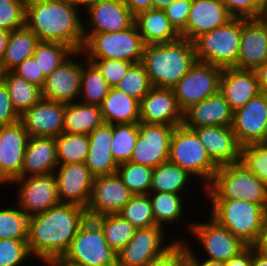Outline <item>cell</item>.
I'll list each match as a JSON object with an SVG mask.
<instances>
[{
  "mask_svg": "<svg viewBox=\"0 0 267 266\" xmlns=\"http://www.w3.org/2000/svg\"><path fill=\"white\" fill-rule=\"evenodd\" d=\"M12 206L0 207V239L27 240L29 216L18 205Z\"/></svg>",
  "mask_w": 267,
  "mask_h": 266,
  "instance_id": "obj_42",
  "label": "cell"
},
{
  "mask_svg": "<svg viewBox=\"0 0 267 266\" xmlns=\"http://www.w3.org/2000/svg\"><path fill=\"white\" fill-rule=\"evenodd\" d=\"M3 83L8 89L15 111L21 115L42 99V90L13 71H6Z\"/></svg>",
  "mask_w": 267,
  "mask_h": 266,
  "instance_id": "obj_36",
  "label": "cell"
},
{
  "mask_svg": "<svg viewBox=\"0 0 267 266\" xmlns=\"http://www.w3.org/2000/svg\"><path fill=\"white\" fill-rule=\"evenodd\" d=\"M131 13L136 16L138 13L152 9V0H123Z\"/></svg>",
  "mask_w": 267,
  "mask_h": 266,
  "instance_id": "obj_56",
  "label": "cell"
},
{
  "mask_svg": "<svg viewBox=\"0 0 267 266\" xmlns=\"http://www.w3.org/2000/svg\"><path fill=\"white\" fill-rule=\"evenodd\" d=\"M139 122L179 126L183 124V111L172 88L153 87L140 101Z\"/></svg>",
  "mask_w": 267,
  "mask_h": 266,
  "instance_id": "obj_22",
  "label": "cell"
},
{
  "mask_svg": "<svg viewBox=\"0 0 267 266\" xmlns=\"http://www.w3.org/2000/svg\"><path fill=\"white\" fill-rule=\"evenodd\" d=\"M210 217L227 228L246 245L253 246L267 218V210L258 204L242 200H209Z\"/></svg>",
  "mask_w": 267,
  "mask_h": 266,
  "instance_id": "obj_6",
  "label": "cell"
},
{
  "mask_svg": "<svg viewBox=\"0 0 267 266\" xmlns=\"http://www.w3.org/2000/svg\"><path fill=\"white\" fill-rule=\"evenodd\" d=\"M208 217L201 218L204 219L203 222L200 220L196 222L191 220L190 222L186 221L183 224L181 223V225L185 224V229L187 228L188 232L191 233L194 238V243L196 244L197 242L196 247L198 251L204 250L202 255L201 252L197 254L196 247H192V242H189V239L186 237L183 239L187 246L186 257H199L226 262L248 246L240 238L234 236L227 228L219 225L209 214ZM203 254H205L204 257Z\"/></svg>",
  "mask_w": 267,
  "mask_h": 266,
  "instance_id": "obj_5",
  "label": "cell"
},
{
  "mask_svg": "<svg viewBox=\"0 0 267 266\" xmlns=\"http://www.w3.org/2000/svg\"><path fill=\"white\" fill-rule=\"evenodd\" d=\"M58 164L85 163L89 151L86 134L62 133L55 137Z\"/></svg>",
  "mask_w": 267,
  "mask_h": 266,
  "instance_id": "obj_39",
  "label": "cell"
},
{
  "mask_svg": "<svg viewBox=\"0 0 267 266\" xmlns=\"http://www.w3.org/2000/svg\"><path fill=\"white\" fill-rule=\"evenodd\" d=\"M153 214L155 217L156 224L158 226L169 229V225L179 224L178 222L185 221L183 219L184 207L186 196L175 193H164V192H149L148 193ZM182 220V221H181ZM168 225V226H167ZM167 226V227H166Z\"/></svg>",
  "mask_w": 267,
  "mask_h": 266,
  "instance_id": "obj_34",
  "label": "cell"
},
{
  "mask_svg": "<svg viewBox=\"0 0 267 266\" xmlns=\"http://www.w3.org/2000/svg\"><path fill=\"white\" fill-rule=\"evenodd\" d=\"M80 11L68 0H26L25 26L40 41L58 42L80 51L85 41V15L82 18Z\"/></svg>",
  "mask_w": 267,
  "mask_h": 266,
  "instance_id": "obj_2",
  "label": "cell"
},
{
  "mask_svg": "<svg viewBox=\"0 0 267 266\" xmlns=\"http://www.w3.org/2000/svg\"><path fill=\"white\" fill-rule=\"evenodd\" d=\"M233 131L241 146L265 143L267 132V94L261 92L233 114Z\"/></svg>",
  "mask_w": 267,
  "mask_h": 266,
  "instance_id": "obj_17",
  "label": "cell"
},
{
  "mask_svg": "<svg viewBox=\"0 0 267 266\" xmlns=\"http://www.w3.org/2000/svg\"><path fill=\"white\" fill-rule=\"evenodd\" d=\"M30 259L27 240L0 239V266H27Z\"/></svg>",
  "mask_w": 267,
  "mask_h": 266,
  "instance_id": "obj_46",
  "label": "cell"
},
{
  "mask_svg": "<svg viewBox=\"0 0 267 266\" xmlns=\"http://www.w3.org/2000/svg\"><path fill=\"white\" fill-rule=\"evenodd\" d=\"M52 264L117 266V253L108 246L101 226L88 218L73 238L68 251Z\"/></svg>",
  "mask_w": 267,
  "mask_h": 266,
  "instance_id": "obj_10",
  "label": "cell"
},
{
  "mask_svg": "<svg viewBox=\"0 0 267 266\" xmlns=\"http://www.w3.org/2000/svg\"><path fill=\"white\" fill-rule=\"evenodd\" d=\"M52 266H76L73 264H51Z\"/></svg>",
  "mask_w": 267,
  "mask_h": 266,
  "instance_id": "obj_68",
  "label": "cell"
},
{
  "mask_svg": "<svg viewBox=\"0 0 267 266\" xmlns=\"http://www.w3.org/2000/svg\"><path fill=\"white\" fill-rule=\"evenodd\" d=\"M107 83L99 69L85 57L81 72L80 96L78 101L84 104L100 106L103 99L110 92Z\"/></svg>",
  "mask_w": 267,
  "mask_h": 266,
  "instance_id": "obj_37",
  "label": "cell"
},
{
  "mask_svg": "<svg viewBox=\"0 0 267 266\" xmlns=\"http://www.w3.org/2000/svg\"><path fill=\"white\" fill-rule=\"evenodd\" d=\"M251 266H267V256L257 251L254 246H252Z\"/></svg>",
  "mask_w": 267,
  "mask_h": 266,
  "instance_id": "obj_60",
  "label": "cell"
},
{
  "mask_svg": "<svg viewBox=\"0 0 267 266\" xmlns=\"http://www.w3.org/2000/svg\"><path fill=\"white\" fill-rule=\"evenodd\" d=\"M61 203L87 208L95 176L85 163L58 164L54 171Z\"/></svg>",
  "mask_w": 267,
  "mask_h": 266,
  "instance_id": "obj_18",
  "label": "cell"
},
{
  "mask_svg": "<svg viewBox=\"0 0 267 266\" xmlns=\"http://www.w3.org/2000/svg\"><path fill=\"white\" fill-rule=\"evenodd\" d=\"M253 246L257 251L267 256V218L263 224L259 238Z\"/></svg>",
  "mask_w": 267,
  "mask_h": 266,
  "instance_id": "obj_57",
  "label": "cell"
},
{
  "mask_svg": "<svg viewBox=\"0 0 267 266\" xmlns=\"http://www.w3.org/2000/svg\"><path fill=\"white\" fill-rule=\"evenodd\" d=\"M73 6L80 8V10H85L92 4L97 3L100 0H68ZM83 7V8H82Z\"/></svg>",
  "mask_w": 267,
  "mask_h": 266,
  "instance_id": "obj_62",
  "label": "cell"
},
{
  "mask_svg": "<svg viewBox=\"0 0 267 266\" xmlns=\"http://www.w3.org/2000/svg\"><path fill=\"white\" fill-rule=\"evenodd\" d=\"M234 111L220 91L183 112V125L186 128L202 126H232Z\"/></svg>",
  "mask_w": 267,
  "mask_h": 266,
  "instance_id": "obj_26",
  "label": "cell"
},
{
  "mask_svg": "<svg viewBox=\"0 0 267 266\" xmlns=\"http://www.w3.org/2000/svg\"><path fill=\"white\" fill-rule=\"evenodd\" d=\"M28 139V131L20 121L0 126V174L9 184L21 178Z\"/></svg>",
  "mask_w": 267,
  "mask_h": 266,
  "instance_id": "obj_20",
  "label": "cell"
},
{
  "mask_svg": "<svg viewBox=\"0 0 267 266\" xmlns=\"http://www.w3.org/2000/svg\"><path fill=\"white\" fill-rule=\"evenodd\" d=\"M82 53L86 59H117L133 64L142 62L145 44L135 22L118 32L83 33Z\"/></svg>",
  "mask_w": 267,
  "mask_h": 266,
  "instance_id": "obj_8",
  "label": "cell"
},
{
  "mask_svg": "<svg viewBox=\"0 0 267 266\" xmlns=\"http://www.w3.org/2000/svg\"><path fill=\"white\" fill-rule=\"evenodd\" d=\"M5 74H6V70L4 68L2 59L0 58V83H3Z\"/></svg>",
  "mask_w": 267,
  "mask_h": 266,
  "instance_id": "obj_65",
  "label": "cell"
},
{
  "mask_svg": "<svg viewBox=\"0 0 267 266\" xmlns=\"http://www.w3.org/2000/svg\"><path fill=\"white\" fill-rule=\"evenodd\" d=\"M259 18L262 21L267 22V0H263L262 10H261V14H260Z\"/></svg>",
  "mask_w": 267,
  "mask_h": 266,
  "instance_id": "obj_64",
  "label": "cell"
},
{
  "mask_svg": "<svg viewBox=\"0 0 267 266\" xmlns=\"http://www.w3.org/2000/svg\"><path fill=\"white\" fill-rule=\"evenodd\" d=\"M103 123L100 106L79 101L65 104L64 133L89 135Z\"/></svg>",
  "mask_w": 267,
  "mask_h": 266,
  "instance_id": "obj_33",
  "label": "cell"
},
{
  "mask_svg": "<svg viewBox=\"0 0 267 266\" xmlns=\"http://www.w3.org/2000/svg\"><path fill=\"white\" fill-rule=\"evenodd\" d=\"M191 129L197 133L210 158L218 167L240 161L242 146L232 126H202Z\"/></svg>",
  "mask_w": 267,
  "mask_h": 266,
  "instance_id": "obj_24",
  "label": "cell"
},
{
  "mask_svg": "<svg viewBox=\"0 0 267 266\" xmlns=\"http://www.w3.org/2000/svg\"><path fill=\"white\" fill-rule=\"evenodd\" d=\"M132 197L133 193L124 185L117 173L96 176L86 208L88 218L118 214Z\"/></svg>",
  "mask_w": 267,
  "mask_h": 266,
  "instance_id": "obj_16",
  "label": "cell"
},
{
  "mask_svg": "<svg viewBox=\"0 0 267 266\" xmlns=\"http://www.w3.org/2000/svg\"><path fill=\"white\" fill-rule=\"evenodd\" d=\"M252 246H247L242 252L224 262V266H251Z\"/></svg>",
  "mask_w": 267,
  "mask_h": 266,
  "instance_id": "obj_55",
  "label": "cell"
},
{
  "mask_svg": "<svg viewBox=\"0 0 267 266\" xmlns=\"http://www.w3.org/2000/svg\"><path fill=\"white\" fill-rule=\"evenodd\" d=\"M74 51L67 45L58 42L40 41L33 54L38 62L40 72L49 76Z\"/></svg>",
  "mask_w": 267,
  "mask_h": 266,
  "instance_id": "obj_43",
  "label": "cell"
},
{
  "mask_svg": "<svg viewBox=\"0 0 267 266\" xmlns=\"http://www.w3.org/2000/svg\"><path fill=\"white\" fill-rule=\"evenodd\" d=\"M175 0H152V9L165 10Z\"/></svg>",
  "mask_w": 267,
  "mask_h": 266,
  "instance_id": "obj_63",
  "label": "cell"
},
{
  "mask_svg": "<svg viewBox=\"0 0 267 266\" xmlns=\"http://www.w3.org/2000/svg\"><path fill=\"white\" fill-rule=\"evenodd\" d=\"M197 61L193 42L185 38L145 45L142 64L153 87L172 88Z\"/></svg>",
  "mask_w": 267,
  "mask_h": 266,
  "instance_id": "obj_3",
  "label": "cell"
},
{
  "mask_svg": "<svg viewBox=\"0 0 267 266\" xmlns=\"http://www.w3.org/2000/svg\"><path fill=\"white\" fill-rule=\"evenodd\" d=\"M65 103L41 99L20 115L29 137H58L64 133Z\"/></svg>",
  "mask_w": 267,
  "mask_h": 266,
  "instance_id": "obj_21",
  "label": "cell"
},
{
  "mask_svg": "<svg viewBox=\"0 0 267 266\" xmlns=\"http://www.w3.org/2000/svg\"><path fill=\"white\" fill-rule=\"evenodd\" d=\"M113 125L103 123L89 135V151L85 165L96 177L116 173L118 164L111 153Z\"/></svg>",
  "mask_w": 267,
  "mask_h": 266,
  "instance_id": "obj_28",
  "label": "cell"
},
{
  "mask_svg": "<svg viewBox=\"0 0 267 266\" xmlns=\"http://www.w3.org/2000/svg\"><path fill=\"white\" fill-rule=\"evenodd\" d=\"M192 0H175L164 12L171 25L180 34L187 23Z\"/></svg>",
  "mask_w": 267,
  "mask_h": 266,
  "instance_id": "obj_52",
  "label": "cell"
},
{
  "mask_svg": "<svg viewBox=\"0 0 267 266\" xmlns=\"http://www.w3.org/2000/svg\"><path fill=\"white\" fill-rule=\"evenodd\" d=\"M219 91L233 111L261 93L255 70L234 67L223 68Z\"/></svg>",
  "mask_w": 267,
  "mask_h": 266,
  "instance_id": "obj_27",
  "label": "cell"
},
{
  "mask_svg": "<svg viewBox=\"0 0 267 266\" xmlns=\"http://www.w3.org/2000/svg\"><path fill=\"white\" fill-rule=\"evenodd\" d=\"M116 173L133 195L150 192L153 168L129 161L119 164Z\"/></svg>",
  "mask_w": 267,
  "mask_h": 266,
  "instance_id": "obj_41",
  "label": "cell"
},
{
  "mask_svg": "<svg viewBox=\"0 0 267 266\" xmlns=\"http://www.w3.org/2000/svg\"><path fill=\"white\" fill-rule=\"evenodd\" d=\"M58 166L55 137H29L21 178L54 173Z\"/></svg>",
  "mask_w": 267,
  "mask_h": 266,
  "instance_id": "obj_29",
  "label": "cell"
},
{
  "mask_svg": "<svg viewBox=\"0 0 267 266\" xmlns=\"http://www.w3.org/2000/svg\"><path fill=\"white\" fill-rule=\"evenodd\" d=\"M83 62H85V55L82 51H74L57 69L46 77L44 86L41 89L42 98L65 104L78 101Z\"/></svg>",
  "mask_w": 267,
  "mask_h": 266,
  "instance_id": "obj_14",
  "label": "cell"
},
{
  "mask_svg": "<svg viewBox=\"0 0 267 266\" xmlns=\"http://www.w3.org/2000/svg\"><path fill=\"white\" fill-rule=\"evenodd\" d=\"M116 89L126 93L129 97L138 100L153 88L146 69L142 63L133 64L122 80L115 85Z\"/></svg>",
  "mask_w": 267,
  "mask_h": 266,
  "instance_id": "obj_45",
  "label": "cell"
},
{
  "mask_svg": "<svg viewBox=\"0 0 267 266\" xmlns=\"http://www.w3.org/2000/svg\"><path fill=\"white\" fill-rule=\"evenodd\" d=\"M19 120L20 115L12 106L7 87L0 83V126L11 125Z\"/></svg>",
  "mask_w": 267,
  "mask_h": 266,
  "instance_id": "obj_54",
  "label": "cell"
},
{
  "mask_svg": "<svg viewBox=\"0 0 267 266\" xmlns=\"http://www.w3.org/2000/svg\"><path fill=\"white\" fill-rule=\"evenodd\" d=\"M222 71L223 68L218 66L196 61L172 87L180 109L184 112L190 106L217 94Z\"/></svg>",
  "mask_w": 267,
  "mask_h": 266,
  "instance_id": "obj_11",
  "label": "cell"
},
{
  "mask_svg": "<svg viewBox=\"0 0 267 266\" xmlns=\"http://www.w3.org/2000/svg\"><path fill=\"white\" fill-rule=\"evenodd\" d=\"M26 0H0V29L11 32L25 26Z\"/></svg>",
  "mask_w": 267,
  "mask_h": 266,
  "instance_id": "obj_48",
  "label": "cell"
},
{
  "mask_svg": "<svg viewBox=\"0 0 267 266\" xmlns=\"http://www.w3.org/2000/svg\"><path fill=\"white\" fill-rule=\"evenodd\" d=\"M4 185H9V186H11L4 178H3V176L0 174V187L2 186H4Z\"/></svg>",
  "mask_w": 267,
  "mask_h": 266,
  "instance_id": "obj_66",
  "label": "cell"
},
{
  "mask_svg": "<svg viewBox=\"0 0 267 266\" xmlns=\"http://www.w3.org/2000/svg\"><path fill=\"white\" fill-rule=\"evenodd\" d=\"M12 71L18 76L27 80L29 83H32L41 89L44 86L46 77L44 76L43 72H40L38 62H36L33 56L24 60Z\"/></svg>",
  "mask_w": 267,
  "mask_h": 266,
  "instance_id": "obj_53",
  "label": "cell"
},
{
  "mask_svg": "<svg viewBox=\"0 0 267 266\" xmlns=\"http://www.w3.org/2000/svg\"><path fill=\"white\" fill-rule=\"evenodd\" d=\"M165 230L161 226L137 228L133 238L117 254V266H144L161 255L175 240L185 238L184 236L181 238L179 234L177 238L172 237L170 241L166 237Z\"/></svg>",
  "mask_w": 267,
  "mask_h": 266,
  "instance_id": "obj_13",
  "label": "cell"
},
{
  "mask_svg": "<svg viewBox=\"0 0 267 266\" xmlns=\"http://www.w3.org/2000/svg\"><path fill=\"white\" fill-rule=\"evenodd\" d=\"M39 42L37 35L26 26L11 31L2 57L5 70L12 71L24 60L32 57Z\"/></svg>",
  "mask_w": 267,
  "mask_h": 266,
  "instance_id": "obj_35",
  "label": "cell"
},
{
  "mask_svg": "<svg viewBox=\"0 0 267 266\" xmlns=\"http://www.w3.org/2000/svg\"><path fill=\"white\" fill-rule=\"evenodd\" d=\"M139 134V123L114 124L111 153L119 165L129 162Z\"/></svg>",
  "mask_w": 267,
  "mask_h": 266,
  "instance_id": "obj_40",
  "label": "cell"
},
{
  "mask_svg": "<svg viewBox=\"0 0 267 266\" xmlns=\"http://www.w3.org/2000/svg\"><path fill=\"white\" fill-rule=\"evenodd\" d=\"M92 62L101 72L107 83L115 87L133 65L128 61L117 59H87Z\"/></svg>",
  "mask_w": 267,
  "mask_h": 266,
  "instance_id": "obj_49",
  "label": "cell"
},
{
  "mask_svg": "<svg viewBox=\"0 0 267 266\" xmlns=\"http://www.w3.org/2000/svg\"><path fill=\"white\" fill-rule=\"evenodd\" d=\"M204 193L207 200H244L267 210V185L241 160L219 167Z\"/></svg>",
  "mask_w": 267,
  "mask_h": 266,
  "instance_id": "obj_4",
  "label": "cell"
},
{
  "mask_svg": "<svg viewBox=\"0 0 267 266\" xmlns=\"http://www.w3.org/2000/svg\"><path fill=\"white\" fill-rule=\"evenodd\" d=\"M241 38V18L196 37L192 42L197 61L220 68H237Z\"/></svg>",
  "mask_w": 267,
  "mask_h": 266,
  "instance_id": "obj_9",
  "label": "cell"
},
{
  "mask_svg": "<svg viewBox=\"0 0 267 266\" xmlns=\"http://www.w3.org/2000/svg\"><path fill=\"white\" fill-rule=\"evenodd\" d=\"M232 18L222 0H192L189 17L180 37L193 41L199 35L211 32Z\"/></svg>",
  "mask_w": 267,
  "mask_h": 266,
  "instance_id": "obj_25",
  "label": "cell"
},
{
  "mask_svg": "<svg viewBox=\"0 0 267 266\" xmlns=\"http://www.w3.org/2000/svg\"><path fill=\"white\" fill-rule=\"evenodd\" d=\"M265 143L267 144V132H266V137H265Z\"/></svg>",
  "mask_w": 267,
  "mask_h": 266,
  "instance_id": "obj_69",
  "label": "cell"
},
{
  "mask_svg": "<svg viewBox=\"0 0 267 266\" xmlns=\"http://www.w3.org/2000/svg\"><path fill=\"white\" fill-rule=\"evenodd\" d=\"M139 105L138 100L111 87L100 105L103 121L112 125L139 123Z\"/></svg>",
  "mask_w": 267,
  "mask_h": 266,
  "instance_id": "obj_31",
  "label": "cell"
},
{
  "mask_svg": "<svg viewBox=\"0 0 267 266\" xmlns=\"http://www.w3.org/2000/svg\"><path fill=\"white\" fill-rule=\"evenodd\" d=\"M187 246L184 240H175L161 255L153 258L144 266H180L186 259Z\"/></svg>",
  "mask_w": 267,
  "mask_h": 266,
  "instance_id": "obj_50",
  "label": "cell"
},
{
  "mask_svg": "<svg viewBox=\"0 0 267 266\" xmlns=\"http://www.w3.org/2000/svg\"><path fill=\"white\" fill-rule=\"evenodd\" d=\"M93 219L103 229L108 246L117 254L133 238L137 229L119 214H105Z\"/></svg>",
  "mask_w": 267,
  "mask_h": 266,
  "instance_id": "obj_38",
  "label": "cell"
},
{
  "mask_svg": "<svg viewBox=\"0 0 267 266\" xmlns=\"http://www.w3.org/2000/svg\"><path fill=\"white\" fill-rule=\"evenodd\" d=\"M191 179H193V187V182L196 181L194 177L177 164L167 161L153 168L150 192L185 194V196H188L191 190L194 189L188 188L191 184Z\"/></svg>",
  "mask_w": 267,
  "mask_h": 266,
  "instance_id": "obj_32",
  "label": "cell"
},
{
  "mask_svg": "<svg viewBox=\"0 0 267 266\" xmlns=\"http://www.w3.org/2000/svg\"><path fill=\"white\" fill-rule=\"evenodd\" d=\"M261 92L267 94V61L255 69Z\"/></svg>",
  "mask_w": 267,
  "mask_h": 266,
  "instance_id": "obj_58",
  "label": "cell"
},
{
  "mask_svg": "<svg viewBox=\"0 0 267 266\" xmlns=\"http://www.w3.org/2000/svg\"><path fill=\"white\" fill-rule=\"evenodd\" d=\"M10 32L0 29V58L2 59L6 50Z\"/></svg>",
  "mask_w": 267,
  "mask_h": 266,
  "instance_id": "obj_61",
  "label": "cell"
},
{
  "mask_svg": "<svg viewBox=\"0 0 267 266\" xmlns=\"http://www.w3.org/2000/svg\"><path fill=\"white\" fill-rule=\"evenodd\" d=\"M267 61V22L241 18L238 69L255 70Z\"/></svg>",
  "mask_w": 267,
  "mask_h": 266,
  "instance_id": "obj_23",
  "label": "cell"
},
{
  "mask_svg": "<svg viewBox=\"0 0 267 266\" xmlns=\"http://www.w3.org/2000/svg\"><path fill=\"white\" fill-rule=\"evenodd\" d=\"M228 12L238 18H259L263 0H222Z\"/></svg>",
  "mask_w": 267,
  "mask_h": 266,
  "instance_id": "obj_51",
  "label": "cell"
},
{
  "mask_svg": "<svg viewBox=\"0 0 267 266\" xmlns=\"http://www.w3.org/2000/svg\"><path fill=\"white\" fill-rule=\"evenodd\" d=\"M87 219L84 207L67 203L29 217L27 243L34 260L51 265L61 259Z\"/></svg>",
  "mask_w": 267,
  "mask_h": 266,
  "instance_id": "obj_1",
  "label": "cell"
},
{
  "mask_svg": "<svg viewBox=\"0 0 267 266\" xmlns=\"http://www.w3.org/2000/svg\"><path fill=\"white\" fill-rule=\"evenodd\" d=\"M10 184L17 185L16 205L29 217L61 203L54 173L19 178Z\"/></svg>",
  "mask_w": 267,
  "mask_h": 266,
  "instance_id": "obj_12",
  "label": "cell"
},
{
  "mask_svg": "<svg viewBox=\"0 0 267 266\" xmlns=\"http://www.w3.org/2000/svg\"><path fill=\"white\" fill-rule=\"evenodd\" d=\"M240 160L267 185V144L254 143L242 146Z\"/></svg>",
  "mask_w": 267,
  "mask_h": 266,
  "instance_id": "obj_47",
  "label": "cell"
},
{
  "mask_svg": "<svg viewBox=\"0 0 267 266\" xmlns=\"http://www.w3.org/2000/svg\"><path fill=\"white\" fill-rule=\"evenodd\" d=\"M118 214L136 228L158 226L148 194L133 195Z\"/></svg>",
  "mask_w": 267,
  "mask_h": 266,
  "instance_id": "obj_44",
  "label": "cell"
},
{
  "mask_svg": "<svg viewBox=\"0 0 267 266\" xmlns=\"http://www.w3.org/2000/svg\"><path fill=\"white\" fill-rule=\"evenodd\" d=\"M168 161L191 174L200 185L202 184L203 190L210 184L219 169L210 158L197 133L183 124L176 126L172 133Z\"/></svg>",
  "mask_w": 267,
  "mask_h": 266,
  "instance_id": "obj_7",
  "label": "cell"
},
{
  "mask_svg": "<svg viewBox=\"0 0 267 266\" xmlns=\"http://www.w3.org/2000/svg\"><path fill=\"white\" fill-rule=\"evenodd\" d=\"M175 127L139 122V134L130 161L151 168L167 162L170 140Z\"/></svg>",
  "mask_w": 267,
  "mask_h": 266,
  "instance_id": "obj_15",
  "label": "cell"
},
{
  "mask_svg": "<svg viewBox=\"0 0 267 266\" xmlns=\"http://www.w3.org/2000/svg\"><path fill=\"white\" fill-rule=\"evenodd\" d=\"M193 266H224V262L209 260L206 258L186 257Z\"/></svg>",
  "mask_w": 267,
  "mask_h": 266,
  "instance_id": "obj_59",
  "label": "cell"
},
{
  "mask_svg": "<svg viewBox=\"0 0 267 266\" xmlns=\"http://www.w3.org/2000/svg\"><path fill=\"white\" fill-rule=\"evenodd\" d=\"M180 266H193L187 259H185Z\"/></svg>",
  "mask_w": 267,
  "mask_h": 266,
  "instance_id": "obj_67",
  "label": "cell"
},
{
  "mask_svg": "<svg viewBox=\"0 0 267 266\" xmlns=\"http://www.w3.org/2000/svg\"><path fill=\"white\" fill-rule=\"evenodd\" d=\"M85 11L88 19L83 21V33L118 32L129 28L135 21L123 0H100Z\"/></svg>",
  "mask_w": 267,
  "mask_h": 266,
  "instance_id": "obj_19",
  "label": "cell"
},
{
  "mask_svg": "<svg viewBox=\"0 0 267 266\" xmlns=\"http://www.w3.org/2000/svg\"><path fill=\"white\" fill-rule=\"evenodd\" d=\"M134 22L145 45L170 43L180 38L164 10L142 11L135 16Z\"/></svg>",
  "mask_w": 267,
  "mask_h": 266,
  "instance_id": "obj_30",
  "label": "cell"
}]
</instances>
